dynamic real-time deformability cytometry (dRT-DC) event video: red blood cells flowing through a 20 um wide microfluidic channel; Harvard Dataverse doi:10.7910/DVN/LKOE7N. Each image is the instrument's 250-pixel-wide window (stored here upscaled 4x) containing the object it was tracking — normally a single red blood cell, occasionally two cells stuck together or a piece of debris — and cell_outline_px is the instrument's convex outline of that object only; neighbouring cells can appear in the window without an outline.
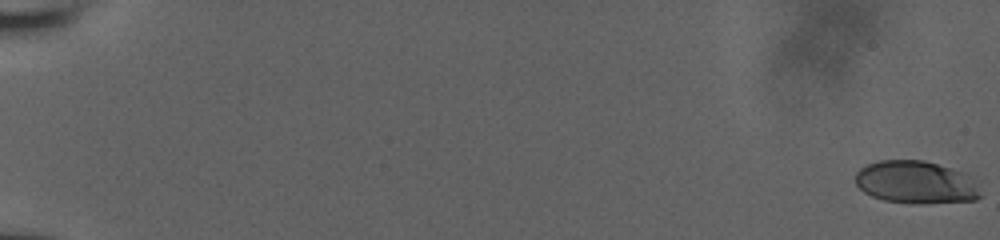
{"species": "human", "species_latin": "Homo sapiens", "temperature_condition": "room temperature", "stored_images_in_passage": 19, "camera_frame_rate_fps": 3000, "um_per_image_px": 0.085, "donor": {"sex": "male"}, "frame": {"image": 1, "passage_image": 1, "time_ms": 0.0, "image_size_px": [1000, 240], "cell_outline_px": [[980, 196], [976, 200], [920, 204], [912, 204], [884, 200], [872, 196], [864, 192], [856, 184], [856, 172], [860, 168], [868, 164], [880, 160], [924, 160], [968, 172], [976, 176]], "centroid_in_image_um": [77.92, 15.49], "position_along_channel_um": 7.1, "area_um2": 31.73}}
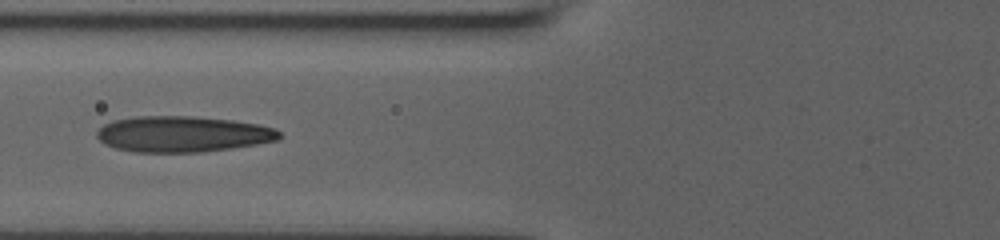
{"frame": {"image": 2, "passage_image": 16, "time_ms": 8.667, "image_size_px": [1000, 240], "cell_outline_px": [[284, 136], [280, 140], [232, 148], [200, 152], [136, 152], [116, 148], [104, 144], [96, 136], [96, 132], [104, 124], [112, 120], [136, 116], [192, 116], [232, 120], [256, 124], [276, 128]], "centroid_in_image_um": [15.54, 11.39], "position_along_channel_um": 110.3, "area_um2": 38.38}}
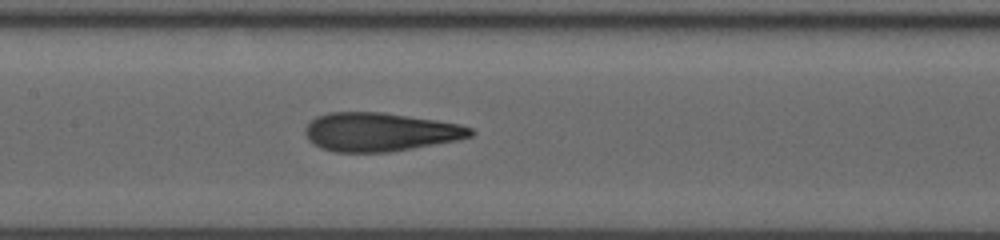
{"frame": {"image": 3, "passage_image": 19, "time_ms": 10.333, "image_size_px": [1000, 240], "cell_outline_px": [[476, 132], [472, 136], [460, 140], [388, 152], [336, 152], [320, 148], [312, 144], [308, 140], [304, 132], [304, 128], [316, 116], [328, 112], [380, 112], [436, 120], [460, 124], [472, 128]], "centroid_in_image_um": [32.29, 11.22], "position_along_channel_um": 175.1, "area_um2": 37.4}}